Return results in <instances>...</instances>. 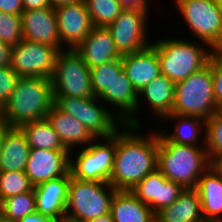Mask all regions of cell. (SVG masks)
I'll use <instances>...</instances> for the list:
<instances>
[{"mask_svg":"<svg viewBox=\"0 0 222 222\" xmlns=\"http://www.w3.org/2000/svg\"><path fill=\"white\" fill-rule=\"evenodd\" d=\"M214 97L219 110H222V62L214 55L211 57Z\"/></svg>","mask_w":222,"mask_h":222,"instance_id":"d590c367","label":"cell"},{"mask_svg":"<svg viewBox=\"0 0 222 222\" xmlns=\"http://www.w3.org/2000/svg\"><path fill=\"white\" fill-rule=\"evenodd\" d=\"M116 191L109 182L80 180L70 175L65 218L87 222L109 213Z\"/></svg>","mask_w":222,"mask_h":222,"instance_id":"8992f818","label":"cell"},{"mask_svg":"<svg viewBox=\"0 0 222 222\" xmlns=\"http://www.w3.org/2000/svg\"><path fill=\"white\" fill-rule=\"evenodd\" d=\"M123 8L148 9L147 0H117Z\"/></svg>","mask_w":222,"mask_h":222,"instance_id":"60d3db41","label":"cell"},{"mask_svg":"<svg viewBox=\"0 0 222 222\" xmlns=\"http://www.w3.org/2000/svg\"><path fill=\"white\" fill-rule=\"evenodd\" d=\"M12 46L0 40V68L10 65Z\"/></svg>","mask_w":222,"mask_h":222,"instance_id":"74e56055","label":"cell"},{"mask_svg":"<svg viewBox=\"0 0 222 222\" xmlns=\"http://www.w3.org/2000/svg\"><path fill=\"white\" fill-rule=\"evenodd\" d=\"M23 39L56 47L61 51L58 22L53 7L21 13Z\"/></svg>","mask_w":222,"mask_h":222,"instance_id":"e0dca14e","label":"cell"},{"mask_svg":"<svg viewBox=\"0 0 222 222\" xmlns=\"http://www.w3.org/2000/svg\"><path fill=\"white\" fill-rule=\"evenodd\" d=\"M87 222H114L111 212L101 215L97 218L88 220Z\"/></svg>","mask_w":222,"mask_h":222,"instance_id":"ee69618b","label":"cell"},{"mask_svg":"<svg viewBox=\"0 0 222 222\" xmlns=\"http://www.w3.org/2000/svg\"><path fill=\"white\" fill-rule=\"evenodd\" d=\"M18 128L25 135L31 149L68 150L46 118L23 123Z\"/></svg>","mask_w":222,"mask_h":222,"instance_id":"4316f807","label":"cell"},{"mask_svg":"<svg viewBox=\"0 0 222 222\" xmlns=\"http://www.w3.org/2000/svg\"><path fill=\"white\" fill-rule=\"evenodd\" d=\"M156 222H205L196 189H184L179 197L155 214Z\"/></svg>","mask_w":222,"mask_h":222,"instance_id":"7402d4cb","label":"cell"},{"mask_svg":"<svg viewBox=\"0 0 222 222\" xmlns=\"http://www.w3.org/2000/svg\"><path fill=\"white\" fill-rule=\"evenodd\" d=\"M33 189L25 171L0 172V203L11 196Z\"/></svg>","mask_w":222,"mask_h":222,"instance_id":"1f68e13d","label":"cell"},{"mask_svg":"<svg viewBox=\"0 0 222 222\" xmlns=\"http://www.w3.org/2000/svg\"><path fill=\"white\" fill-rule=\"evenodd\" d=\"M59 50L23 39L11 48L10 67L20 77L51 78Z\"/></svg>","mask_w":222,"mask_h":222,"instance_id":"8fae6325","label":"cell"},{"mask_svg":"<svg viewBox=\"0 0 222 222\" xmlns=\"http://www.w3.org/2000/svg\"><path fill=\"white\" fill-rule=\"evenodd\" d=\"M110 212L114 222H156L151 208L128 190L115 192Z\"/></svg>","mask_w":222,"mask_h":222,"instance_id":"603a6c76","label":"cell"},{"mask_svg":"<svg viewBox=\"0 0 222 222\" xmlns=\"http://www.w3.org/2000/svg\"><path fill=\"white\" fill-rule=\"evenodd\" d=\"M159 57L160 71L174 83L187 79L205 67L213 56L201 45L183 39H163L152 43Z\"/></svg>","mask_w":222,"mask_h":222,"instance_id":"5b68a950","label":"cell"},{"mask_svg":"<svg viewBox=\"0 0 222 222\" xmlns=\"http://www.w3.org/2000/svg\"><path fill=\"white\" fill-rule=\"evenodd\" d=\"M94 26L107 27L124 9L117 0H84Z\"/></svg>","mask_w":222,"mask_h":222,"instance_id":"f546056e","label":"cell"},{"mask_svg":"<svg viewBox=\"0 0 222 222\" xmlns=\"http://www.w3.org/2000/svg\"><path fill=\"white\" fill-rule=\"evenodd\" d=\"M140 128L123 124L116 132L114 164L109 181L116 190L131 191L157 169L158 133L143 137L134 132H139Z\"/></svg>","mask_w":222,"mask_h":222,"instance_id":"6da1fadb","label":"cell"},{"mask_svg":"<svg viewBox=\"0 0 222 222\" xmlns=\"http://www.w3.org/2000/svg\"><path fill=\"white\" fill-rule=\"evenodd\" d=\"M30 150L25 135L18 127H13L4 139L0 172L25 171Z\"/></svg>","mask_w":222,"mask_h":222,"instance_id":"d4e9b609","label":"cell"},{"mask_svg":"<svg viewBox=\"0 0 222 222\" xmlns=\"http://www.w3.org/2000/svg\"><path fill=\"white\" fill-rule=\"evenodd\" d=\"M54 105L63 113L72 115L85 126L94 138H110L123 123L116 113L99 103L98 97L74 98L68 96H53ZM97 103V104H96ZM117 119V120H116ZM118 124V125H117ZM121 126H120V125Z\"/></svg>","mask_w":222,"mask_h":222,"instance_id":"52a82bcc","label":"cell"},{"mask_svg":"<svg viewBox=\"0 0 222 222\" xmlns=\"http://www.w3.org/2000/svg\"><path fill=\"white\" fill-rule=\"evenodd\" d=\"M213 55L222 62V40L220 44L213 50Z\"/></svg>","mask_w":222,"mask_h":222,"instance_id":"bcb514c9","label":"cell"},{"mask_svg":"<svg viewBox=\"0 0 222 222\" xmlns=\"http://www.w3.org/2000/svg\"><path fill=\"white\" fill-rule=\"evenodd\" d=\"M167 120V118L173 120L175 119L178 121V125H175V131L172 134H166L165 130L161 131V134L172 143L182 144V145H192L196 146L195 144L198 142L199 133L203 130L204 126V140L206 144V120L196 117V116H183L178 115L175 113H170L163 117ZM203 121V122H202ZM200 125V126H199ZM202 125V126H201ZM202 128V129H201ZM197 141V142H196Z\"/></svg>","mask_w":222,"mask_h":222,"instance_id":"83f0119b","label":"cell"},{"mask_svg":"<svg viewBox=\"0 0 222 222\" xmlns=\"http://www.w3.org/2000/svg\"><path fill=\"white\" fill-rule=\"evenodd\" d=\"M206 149L209 160L222 154V110L206 121Z\"/></svg>","mask_w":222,"mask_h":222,"instance_id":"836d02e7","label":"cell"},{"mask_svg":"<svg viewBox=\"0 0 222 222\" xmlns=\"http://www.w3.org/2000/svg\"><path fill=\"white\" fill-rule=\"evenodd\" d=\"M54 105L50 78L20 77L0 109V116L12 127L45 119Z\"/></svg>","mask_w":222,"mask_h":222,"instance_id":"7a4b0ae2","label":"cell"},{"mask_svg":"<svg viewBox=\"0 0 222 222\" xmlns=\"http://www.w3.org/2000/svg\"><path fill=\"white\" fill-rule=\"evenodd\" d=\"M36 212L35 192L21 193L4 199L0 203V214L9 220L18 222L24 216Z\"/></svg>","mask_w":222,"mask_h":222,"instance_id":"f1b7e54d","label":"cell"},{"mask_svg":"<svg viewBox=\"0 0 222 222\" xmlns=\"http://www.w3.org/2000/svg\"><path fill=\"white\" fill-rule=\"evenodd\" d=\"M222 8V0H214Z\"/></svg>","mask_w":222,"mask_h":222,"instance_id":"681fc988","label":"cell"},{"mask_svg":"<svg viewBox=\"0 0 222 222\" xmlns=\"http://www.w3.org/2000/svg\"><path fill=\"white\" fill-rule=\"evenodd\" d=\"M218 111L214 97L210 58L208 64L201 70L175 83L172 113L196 116L207 121Z\"/></svg>","mask_w":222,"mask_h":222,"instance_id":"277c9868","label":"cell"},{"mask_svg":"<svg viewBox=\"0 0 222 222\" xmlns=\"http://www.w3.org/2000/svg\"><path fill=\"white\" fill-rule=\"evenodd\" d=\"M70 151L31 149L25 173L36 187L48 180L70 176Z\"/></svg>","mask_w":222,"mask_h":222,"instance_id":"4fadbf2b","label":"cell"},{"mask_svg":"<svg viewBox=\"0 0 222 222\" xmlns=\"http://www.w3.org/2000/svg\"><path fill=\"white\" fill-rule=\"evenodd\" d=\"M79 0H50L51 6L55 9L62 5H68L71 3L78 2Z\"/></svg>","mask_w":222,"mask_h":222,"instance_id":"f6af8a7d","label":"cell"},{"mask_svg":"<svg viewBox=\"0 0 222 222\" xmlns=\"http://www.w3.org/2000/svg\"><path fill=\"white\" fill-rule=\"evenodd\" d=\"M55 12L61 47L65 43L69 49H75L94 27L85 1L59 6Z\"/></svg>","mask_w":222,"mask_h":222,"instance_id":"5bb4252c","label":"cell"},{"mask_svg":"<svg viewBox=\"0 0 222 222\" xmlns=\"http://www.w3.org/2000/svg\"><path fill=\"white\" fill-rule=\"evenodd\" d=\"M98 98L119 109L115 110L118 113L116 115L123 124L141 126V121L135 116L140 105L138 92L133 88L124 70L115 75L109 87Z\"/></svg>","mask_w":222,"mask_h":222,"instance_id":"2e32d148","label":"cell"},{"mask_svg":"<svg viewBox=\"0 0 222 222\" xmlns=\"http://www.w3.org/2000/svg\"><path fill=\"white\" fill-rule=\"evenodd\" d=\"M205 222H222V179L208 168L196 187Z\"/></svg>","mask_w":222,"mask_h":222,"instance_id":"cb8c5ba5","label":"cell"},{"mask_svg":"<svg viewBox=\"0 0 222 222\" xmlns=\"http://www.w3.org/2000/svg\"><path fill=\"white\" fill-rule=\"evenodd\" d=\"M0 40L11 46L23 40L21 15L0 11Z\"/></svg>","mask_w":222,"mask_h":222,"instance_id":"d6a6232c","label":"cell"},{"mask_svg":"<svg viewBox=\"0 0 222 222\" xmlns=\"http://www.w3.org/2000/svg\"><path fill=\"white\" fill-rule=\"evenodd\" d=\"M0 222H14V221L6 219L0 214Z\"/></svg>","mask_w":222,"mask_h":222,"instance_id":"7dc6e473","label":"cell"},{"mask_svg":"<svg viewBox=\"0 0 222 222\" xmlns=\"http://www.w3.org/2000/svg\"><path fill=\"white\" fill-rule=\"evenodd\" d=\"M58 219L41 215L40 213L34 212L24 216L18 222H56Z\"/></svg>","mask_w":222,"mask_h":222,"instance_id":"ab89813d","label":"cell"},{"mask_svg":"<svg viewBox=\"0 0 222 222\" xmlns=\"http://www.w3.org/2000/svg\"><path fill=\"white\" fill-rule=\"evenodd\" d=\"M24 10H34L52 7L50 0H22Z\"/></svg>","mask_w":222,"mask_h":222,"instance_id":"f35d334b","label":"cell"},{"mask_svg":"<svg viewBox=\"0 0 222 222\" xmlns=\"http://www.w3.org/2000/svg\"><path fill=\"white\" fill-rule=\"evenodd\" d=\"M203 147L169 142L159 132L157 169L184 189H196L199 177L210 166L206 145Z\"/></svg>","mask_w":222,"mask_h":222,"instance_id":"3957f363","label":"cell"},{"mask_svg":"<svg viewBox=\"0 0 222 222\" xmlns=\"http://www.w3.org/2000/svg\"><path fill=\"white\" fill-rule=\"evenodd\" d=\"M69 183L70 176H63L33 187L36 212L58 220L65 218Z\"/></svg>","mask_w":222,"mask_h":222,"instance_id":"d6986e66","label":"cell"},{"mask_svg":"<svg viewBox=\"0 0 222 222\" xmlns=\"http://www.w3.org/2000/svg\"><path fill=\"white\" fill-rule=\"evenodd\" d=\"M0 11L21 15L24 11L22 0H0Z\"/></svg>","mask_w":222,"mask_h":222,"instance_id":"8d00e7d4","label":"cell"},{"mask_svg":"<svg viewBox=\"0 0 222 222\" xmlns=\"http://www.w3.org/2000/svg\"><path fill=\"white\" fill-rule=\"evenodd\" d=\"M186 24L212 51L222 40V8L214 0H175Z\"/></svg>","mask_w":222,"mask_h":222,"instance_id":"9c48e42d","label":"cell"},{"mask_svg":"<svg viewBox=\"0 0 222 222\" xmlns=\"http://www.w3.org/2000/svg\"><path fill=\"white\" fill-rule=\"evenodd\" d=\"M102 144L92 142L78 153L75 160L70 156V175L80 180L109 182L113 170L116 149V133L103 138Z\"/></svg>","mask_w":222,"mask_h":222,"instance_id":"30bf717a","label":"cell"},{"mask_svg":"<svg viewBox=\"0 0 222 222\" xmlns=\"http://www.w3.org/2000/svg\"><path fill=\"white\" fill-rule=\"evenodd\" d=\"M20 76L10 67L0 68V109L8 100L11 92L15 89Z\"/></svg>","mask_w":222,"mask_h":222,"instance_id":"e575fe53","label":"cell"},{"mask_svg":"<svg viewBox=\"0 0 222 222\" xmlns=\"http://www.w3.org/2000/svg\"><path fill=\"white\" fill-rule=\"evenodd\" d=\"M183 191L180 184L168 180L158 169L148 174L131 190L155 214L170 206Z\"/></svg>","mask_w":222,"mask_h":222,"instance_id":"9a60e30c","label":"cell"},{"mask_svg":"<svg viewBox=\"0 0 222 222\" xmlns=\"http://www.w3.org/2000/svg\"><path fill=\"white\" fill-rule=\"evenodd\" d=\"M209 168L222 179V154L213 156L210 159Z\"/></svg>","mask_w":222,"mask_h":222,"instance_id":"b9f144b4","label":"cell"},{"mask_svg":"<svg viewBox=\"0 0 222 222\" xmlns=\"http://www.w3.org/2000/svg\"><path fill=\"white\" fill-rule=\"evenodd\" d=\"M148 9L124 8L119 16L107 26L115 47L121 56L148 47Z\"/></svg>","mask_w":222,"mask_h":222,"instance_id":"7c38bea8","label":"cell"},{"mask_svg":"<svg viewBox=\"0 0 222 222\" xmlns=\"http://www.w3.org/2000/svg\"><path fill=\"white\" fill-rule=\"evenodd\" d=\"M50 79L53 96L94 97L90 68L74 49L58 52Z\"/></svg>","mask_w":222,"mask_h":222,"instance_id":"ba28073f","label":"cell"},{"mask_svg":"<svg viewBox=\"0 0 222 222\" xmlns=\"http://www.w3.org/2000/svg\"><path fill=\"white\" fill-rule=\"evenodd\" d=\"M46 119L58 134L64 147L70 152L73 145H89L94 140V142L99 141L89 133L83 124L72 115L60 111L55 105L48 112Z\"/></svg>","mask_w":222,"mask_h":222,"instance_id":"44dd1931","label":"cell"},{"mask_svg":"<svg viewBox=\"0 0 222 222\" xmlns=\"http://www.w3.org/2000/svg\"><path fill=\"white\" fill-rule=\"evenodd\" d=\"M56 222H73L67 218H63V219H60V220H57Z\"/></svg>","mask_w":222,"mask_h":222,"instance_id":"c3c4849f","label":"cell"},{"mask_svg":"<svg viewBox=\"0 0 222 222\" xmlns=\"http://www.w3.org/2000/svg\"><path fill=\"white\" fill-rule=\"evenodd\" d=\"M13 127L4 119L0 116V153L3 148V143L5 136L8 134V132L12 129Z\"/></svg>","mask_w":222,"mask_h":222,"instance_id":"7bdbcfd3","label":"cell"},{"mask_svg":"<svg viewBox=\"0 0 222 222\" xmlns=\"http://www.w3.org/2000/svg\"><path fill=\"white\" fill-rule=\"evenodd\" d=\"M121 59L123 70L137 92L161 74L159 57L152 43L138 52L123 55Z\"/></svg>","mask_w":222,"mask_h":222,"instance_id":"ac0fdd59","label":"cell"},{"mask_svg":"<svg viewBox=\"0 0 222 222\" xmlns=\"http://www.w3.org/2000/svg\"><path fill=\"white\" fill-rule=\"evenodd\" d=\"M174 94L175 83L164 74H160L138 92V97L143 96L154 114L161 119L172 113Z\"/></svg>","mask_w":222,"mask_h":222,"instance_id":"484cf974","label":"cell"},{"mask_svg":"<svg viewBox=\"0 0 222 222\" xmlns=\"http://www.w3.org/2000/svg\"><path fill=\"white\" fill-rule=\"evenodd\" d=\"M74 50L89 68L122 57L107 27L94 26L89 35Z\"/></svg>","mask_w":222,"mask_h":222,"instance_id":"ffe728a7","label":"cell"},{"mask_svg":"<svg viewBox=\"0 0 222 222\" xmlns=\"http://www.w3.org/2000/svg\"><path fill=\"white\" fill-rule=\"evenodd\" d=\"M123 70L122 59H115L90 68L92 90L95 97H99L113 81L115 75Z\"/></svg>","mask_w":222,"mask_h":222,"instance_id":"4dcf8cb0","label":"cell"}]
</instances>
